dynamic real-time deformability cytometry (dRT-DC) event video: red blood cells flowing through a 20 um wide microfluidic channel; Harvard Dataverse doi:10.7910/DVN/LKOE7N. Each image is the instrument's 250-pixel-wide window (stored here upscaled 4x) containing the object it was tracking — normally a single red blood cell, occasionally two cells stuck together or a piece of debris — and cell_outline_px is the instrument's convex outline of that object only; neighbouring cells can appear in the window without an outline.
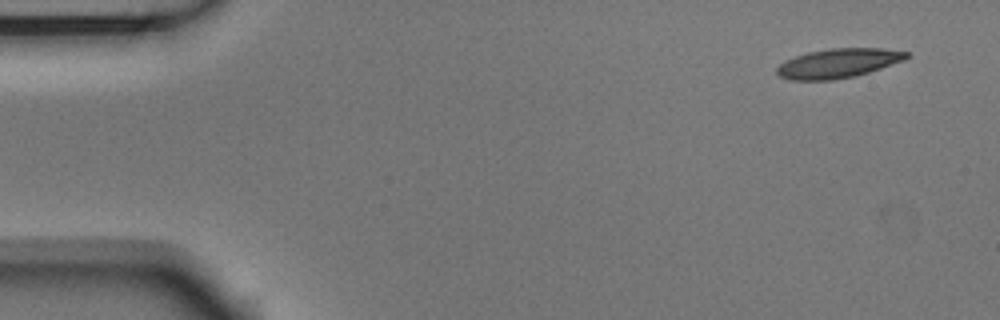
{"species": "Egyptian fruit bat (a non-hibernating species)", "species_latin": "Rousettus aegyptiacus", "temperature_condition": "room temperature", "stored_images_in_passage": 51, "camera_frame_rate_fps": 3000, "um_per_image_px": 0.085, "animal": {"sex": "male"}, "frame": {"image": 1, "passage_image": 1, "time_ms": 0.0, "image_size_px": [1000, 320], "cell_outline_px": [[908, 56], [904, 60], [856, 76], [832, 80], [792, 80], [780, 76], [776, 72], [776, 68], [784, 60], [808, 52], [828, 48], [884, 48], [908, 52]], "centroid_in_image_um": [71.22, 5.37], "position_along_channel_um": 13.8, "area_um2": 22.08}}
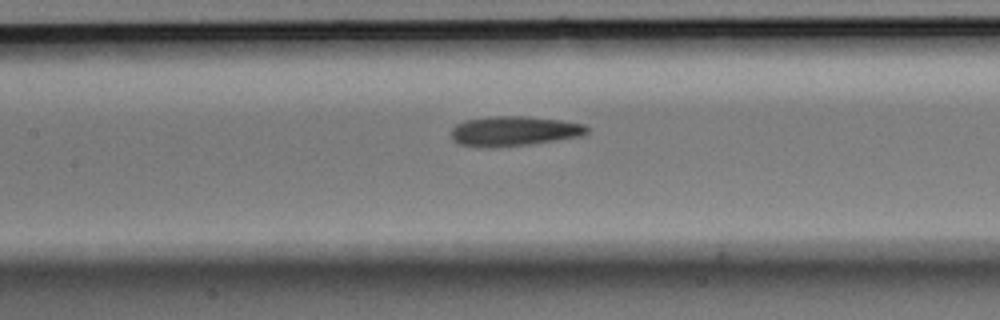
{"frame": {"image": 2, "passage_image": 22, "time_ms": 7.0, "image_size_px": [1000, 320], "cell_outline_px": [[588, 132], [580, 136], [528, 144], [496, 148], [484, 148], [460, 144], [452, 140], [452, 128], [456, 124], [464, 120], [492, 116], [528, 116], [560, 120], [584, 124], [588, 128]], "centroid_in_image_um": [43.64, 11.14], "position_along_channel_um": 163.8, "area_um2": 23.64}}
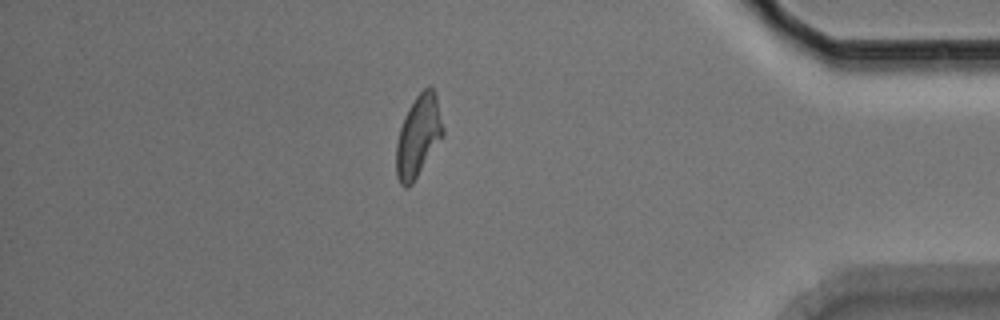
{"frame": {"image": 3, "passage_image": 44, "time_ms": 14.333, "image_size_px": [1000, 320], "cell_outline_px": [[444, 136], [412, 184], [408, 188], [404, 188], [400, 184], [396, 176], [396, 144], [400, 128], [404, 116], [408, 108], [416, 96], [424, 88], [432, 88], [436, 92], [444, 128]], "centroid_in_image_um": [35.56, 11.59], "position_along_channel_um": 399.6, "area_um2": 22.43}, "authors_computed_cell_mechanics": {"area_um2": 22.542, "velocity_mm_per_s": 3.7289, "shape_relaxation_time_tau1_ms": 9.8749, "shape_relaxation_time_tau2_ms": 1.741, "deformation_change_tau1": 0.2551, "deformation_change_tau2": 0.1078}}